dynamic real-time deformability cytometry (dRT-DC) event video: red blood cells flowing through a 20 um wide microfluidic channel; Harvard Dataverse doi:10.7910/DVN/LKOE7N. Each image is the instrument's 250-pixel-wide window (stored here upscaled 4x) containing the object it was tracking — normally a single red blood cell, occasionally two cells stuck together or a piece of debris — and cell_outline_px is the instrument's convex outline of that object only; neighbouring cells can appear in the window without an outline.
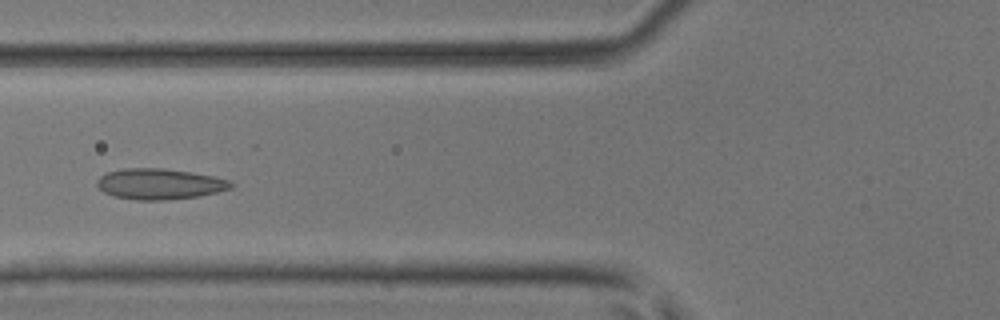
{"species": "common noctule bat (a hibernating species)", "species_latin": "Nyctalus noctula", "temperature_condition": "room temperature", "stored_images_in_passage": 7, "camera_frame_rate_fps": 3000, "um_per_image_px": 0.085, "animal": {"sex": "male", "body_mass_g": 17.9, "forearm_length_mm": 54.2}, "frame": {"image": 1, "passage_image": 6, "time_ms": 1.667, "image_size_px": [1000, 320], "cell_outline_px": [[236, 184], [232, 188], [200, 196], [164, 200], [136, 200], [112, 196], [104, 192], [96, 184], [96, 180], [100, 176], [108, 172], [124, 168], [164, 168], [192, 172], [212, 176], [228, 180]], "centroid_in_image_um": [13.56, 15.64], "position_along_channel_um": 112.2, "area_um2": 24.1}}
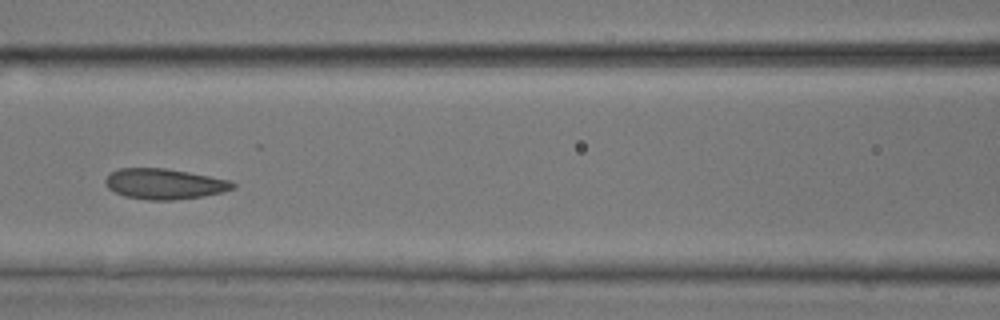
{"frame": {"image": 2, "passage_image": 7, "time_ms": 2.0, "image_size_px": [1000, 320], "cell_outline_px": [[236, 188], [220, 192], [200, 196], [172, 200], [148, 200], [124, 196], [108, 188], [104, 184], [104, 180], [112, 172], [120, 168], [164, 168], [188, 172], [228, 180], [236, 184]], "centroid_in_image_um": [13.94, 15.63], "position_along_channel_um": 152.7, "area_um2": 22.37}}